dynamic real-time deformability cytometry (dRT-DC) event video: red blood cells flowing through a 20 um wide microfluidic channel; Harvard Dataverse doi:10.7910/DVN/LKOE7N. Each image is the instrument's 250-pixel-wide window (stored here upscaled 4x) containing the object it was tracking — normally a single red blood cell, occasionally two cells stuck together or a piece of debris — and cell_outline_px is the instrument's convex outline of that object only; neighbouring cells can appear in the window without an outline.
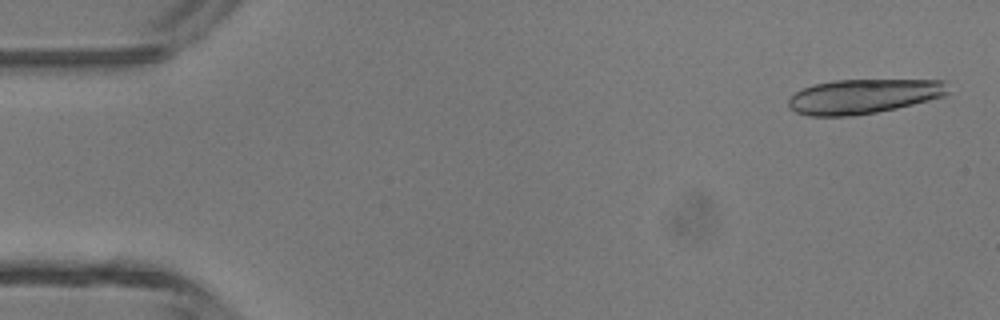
{"species": "common noctule bat (a hibernating species)", "species_latin": "Nyctalus noctula", "temperature_condition": "room temperature", "stored_images_in_passage": 4, "camera_frame_rate_fps": 3000, "um_per_image_px": 0.085, "animal": {"sex": "male", "body_mass_g": 13.3}, "frame": {"image": 1, "passage_image": 1, "time_ms": 0.0, "image_size_px": [1000, 320], "cell_outline_px": [[948, 92], [944, 96], [896, 108], [876, 112], [852, 116], [808, 116], [796, 112], [788, 108], [788, 100], [796, 92], [812, 84], [832, 80], [948, 80]], "centroid_in_image_um": [73.38, 8.18], "position_along_channel_um": 11.6, "area_um2": 32.25}}